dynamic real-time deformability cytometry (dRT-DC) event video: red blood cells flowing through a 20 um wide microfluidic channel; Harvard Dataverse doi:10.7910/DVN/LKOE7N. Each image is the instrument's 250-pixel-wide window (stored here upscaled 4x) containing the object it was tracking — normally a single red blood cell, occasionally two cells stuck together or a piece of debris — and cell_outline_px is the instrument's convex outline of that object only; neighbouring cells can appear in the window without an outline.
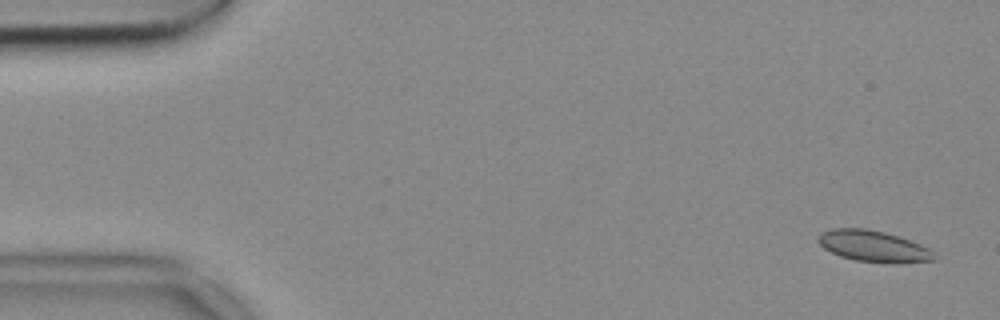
{"species": "common noctule bat (a hibernating species)", "species_latin": "Nyctalus noctula", "temperature_condition": "cold", "stored_images_in_passage": 54, "camera_frame_rate_fps": 3000, "um_per_image_px": 0.085, "animal": {"sex": "female", "body_mass_g": 18.4}, "frame": {"image": 1, "passage_image": 3, "time_ms": 0.667, "image_size_px": [1000, 320], "cell_outline_px": [[936, 260], [896, 264], [856, 260], [840, 256], [824, 248], [816, 240], [820, 232], [832, 228], [864, 228], [884, 232], [920, 244], [928, 248], [932, 252]], "centroid_in_image_um": [74.21, 20.93], "position_along_channel_um": 10.8, "area_um2": 21.04}}
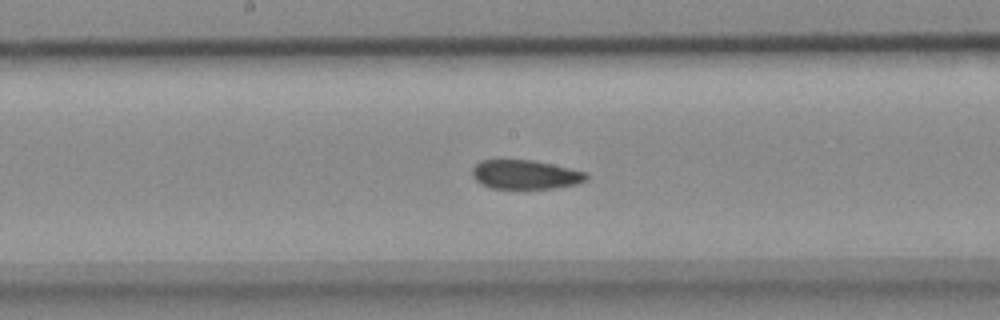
{"frame": {"image": 2, "passage_image": 28, "time_ms": 9.0, "image_size_px": [1000, 320], "cell_outline_px": [[588, 180], [576, 184], [552, 188], [492, 188], [480, 184], [472, 176], [472, 168], [480, 160], [532, 160], [552, 164], [584, 172], [588, 176]], "centroid_in_image_um": [44.62, 14.84], "position_along_channel_um": 203.6, "area_um2": 19.19}}
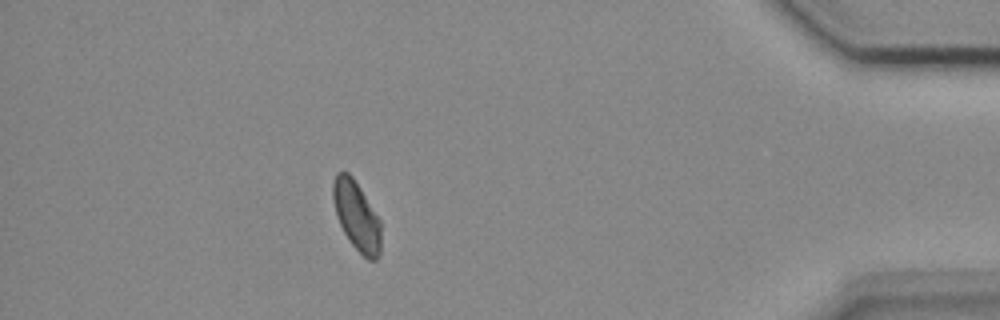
{"frame": {"image": 3, "passage_image": 48, "time_ms": 15.667, "image_size_px": [1000, 320], "cell_outline_px": [[380, 256], [376, 260], [368, 260], [348, 240], [336, 216], [332, 200], [332, 184], [336, 172], [348, 172], [352, 176], [360, 188], [380, 220]], "centroid_in_image_um": [30.29, 18.34], "position_along_channel_um": 404.9, "area_um2": 19.31}}